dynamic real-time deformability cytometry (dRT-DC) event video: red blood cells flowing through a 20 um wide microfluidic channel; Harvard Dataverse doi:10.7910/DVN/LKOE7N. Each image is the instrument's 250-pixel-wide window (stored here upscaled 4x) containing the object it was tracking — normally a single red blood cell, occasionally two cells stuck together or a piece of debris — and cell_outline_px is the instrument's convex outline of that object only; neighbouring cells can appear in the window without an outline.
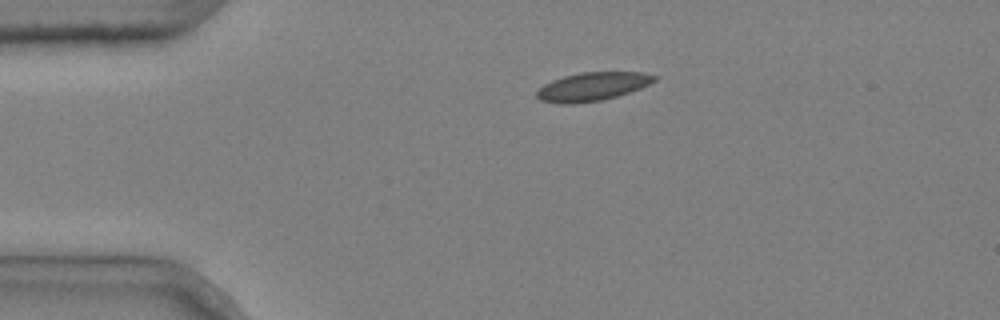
{"species": "common noctule bat (a hibernating species)", "species_latin": "Nyctalus noctula", "temperature_condition": "cold", "stored_images_in_passage": 5, "camera_frame_rate_fps": 3000, "um_per_image_px": 0.085, "animal": {"sex": "male", "body_mass_g": 20.4}, "frame": {"image": 1, "passage_image": 1, "time_ms": 0.0, "image_size_px": [1000, 320], "cell_outline_px": [[660, 76], [656, 80], [640, 88], [616, 96], [600, 100], [572, 104], [560, 104], [540, 100], [536, 96], [536, 92], [544, 84], [552, 80], [564, 76], [580, 72], [644, 72]], "centroid_in_image_um": [50.36, 7.35], "position_along_channel_um": 34.6, "area_um2": 19.48}}